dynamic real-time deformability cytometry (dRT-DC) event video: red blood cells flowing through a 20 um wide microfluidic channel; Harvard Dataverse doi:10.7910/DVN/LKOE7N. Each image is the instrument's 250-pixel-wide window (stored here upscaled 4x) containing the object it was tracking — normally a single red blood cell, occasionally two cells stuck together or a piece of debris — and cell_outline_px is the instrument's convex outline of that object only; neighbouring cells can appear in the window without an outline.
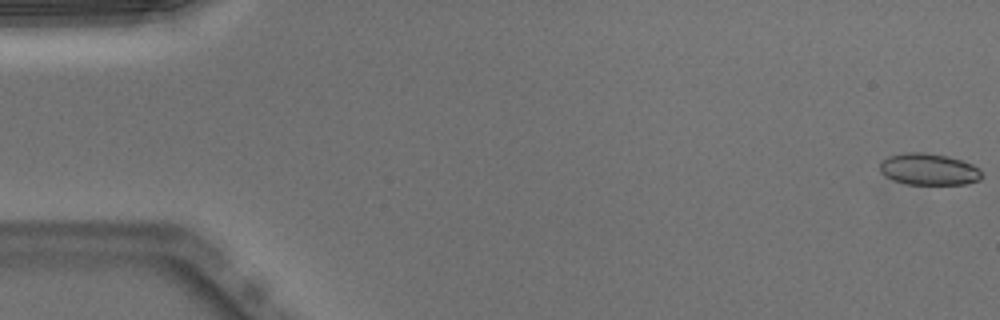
{"species": "Egyptian fruit bat (a non-hibernating species)", "species_latin": "Rousettus aegyptiacus", "temperature_condition": "warm", "stored_images_in_passage": 51, "camera_frame_rate_fps": 3000, "um_per_image_px": 0.085, "animal": {"sex": "male"}, "frame": {"image": 1, "passage_image": 1, "time_ms": 0.0, "image_size_px": [1000, 320], "cell_outline_px": [[980, 180], [964, 184], [904, 184], [892, 180], [884, 176], [880, 172], [880, 164], [888, 156], [904, 152], [924, 152], [948, 156], [972, 164], [980, 168]], "centroid_in_image_um": [78.91, 14.39], "position_along_channel_um": 6.1, "area_um2": 18.84}}
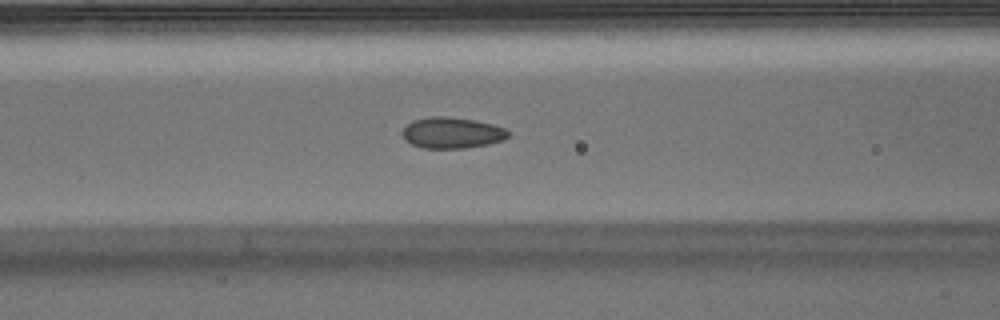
{"frame": {"image": 2, "passage_image": 21, "time_ms": 6.667, "image_size_px": [1000, 320], "cell_outline_px": [[512, 132], [504, 140], [488, 144], [464, 148], [424, 148], [412, 144], [404, 140], [404, 128], [412, 120], [432, 116], [448, 116], [472, 120], [492, 124], [508, 128]], "centroid_in_image_um": [38.47, 11.28], "position_along_channel_um": 128.1, "area_um2": 19.19}}
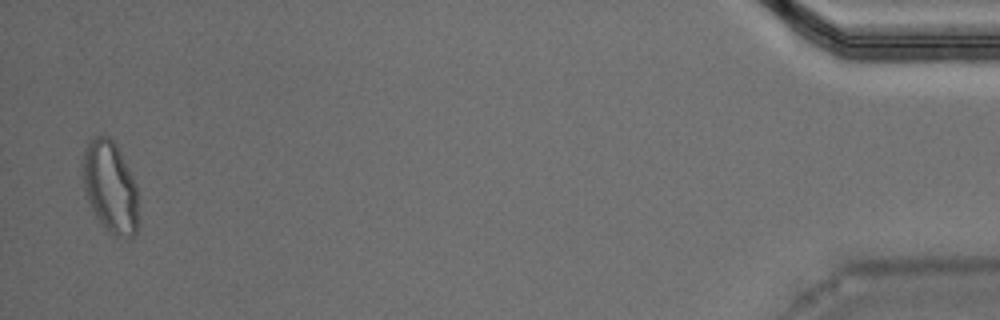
{"frame": {"image": 3, "passage_image": 50, "time_ms": 16.333, "image_size_px": [1000, 320], "cell_outline_px": [[136, 232], [128, 240], [116, 236], [104, 228], [96, 216], [88, 200], [84, 188], [84, 148], [88, 140], [96, 136], [108, 136], [116, 144], [136, 184]], "centroid_in_image_um": [9.36, 15.89], "position_along_channel_um": 425.8, "area_um2": 29.13}, "authors_computed_cell_mechanics": {"area_um2": 19.1896, "velocity_mm_per_s": 3.9911, "shape_relaxation_time_tau1_ms": 9.6822, "shape_relaxation_time_tau2_ms": 1.081, "deformation_change_tau1": 0.1894, "deformation_change_tau2": 0.0518}}